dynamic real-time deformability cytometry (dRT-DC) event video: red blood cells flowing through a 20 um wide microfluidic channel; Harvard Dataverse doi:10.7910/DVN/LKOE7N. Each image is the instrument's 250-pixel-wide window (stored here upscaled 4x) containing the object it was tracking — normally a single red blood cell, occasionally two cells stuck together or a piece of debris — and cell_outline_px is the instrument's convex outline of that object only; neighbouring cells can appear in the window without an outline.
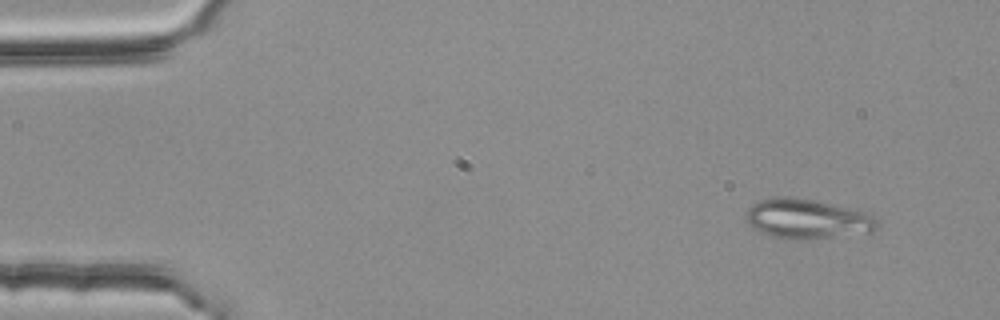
{"species": "common noctule bat (a hibernating species)", "species_latin": "Nyctalus noctula", "temperature_condition": "room temperature", "stored_images_in_passage": 4, "camera_frame_rate_fps": 3000, "um_per_image_px": 0.085, "animal": {"sex": "female", "body_mass_g": 25.1}, "frame": {"image": 1, "passage_image": 1, "time_ms": 0.0, "image_size_px": [1000, 320], "cell_outline_px": [[880, 228], [872, 232], [804, 240], [800, 240], [772, 236], [760, 232], [748, 224], [748, 208], [752, 204], [760, 200], [772, 196], [788, 196], [816, 200], [852, 208], [868, 212], [880, 224]], "centroid_in_image_um": [68.66, 18.59], "position_along_channel_um": 16.3, "area_um2": 30.63}}
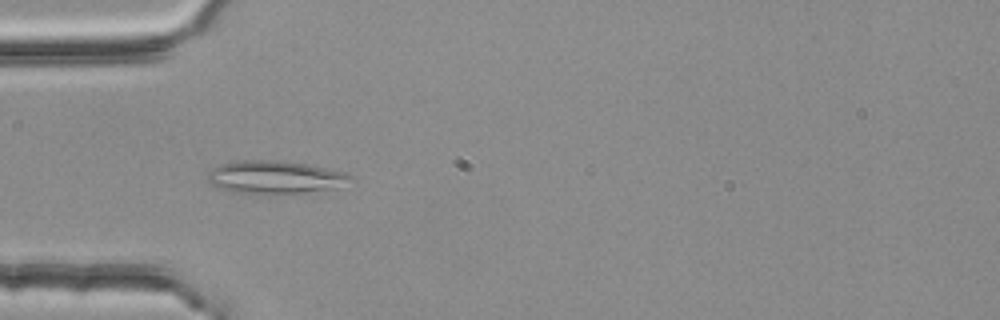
{"frame": {"image": 2, "passage_image": 3, "time_ms": 0.667, "image_size_px": [1000, 320], "cell_outline_px": [[356, 180], [340, 188], [304, 192], [260, 196], [236, 192], [220, 188], [212, 184], [208, 180], [208, 172], [212, 168], [220, 164], [240, 160], [280, 160], [308, 164], [344, 172], [356, 176]], "centroid_in_image_um": [23.45, 15.08], "position_along_channel_um": 61.5, "area_um2": 28.26}}